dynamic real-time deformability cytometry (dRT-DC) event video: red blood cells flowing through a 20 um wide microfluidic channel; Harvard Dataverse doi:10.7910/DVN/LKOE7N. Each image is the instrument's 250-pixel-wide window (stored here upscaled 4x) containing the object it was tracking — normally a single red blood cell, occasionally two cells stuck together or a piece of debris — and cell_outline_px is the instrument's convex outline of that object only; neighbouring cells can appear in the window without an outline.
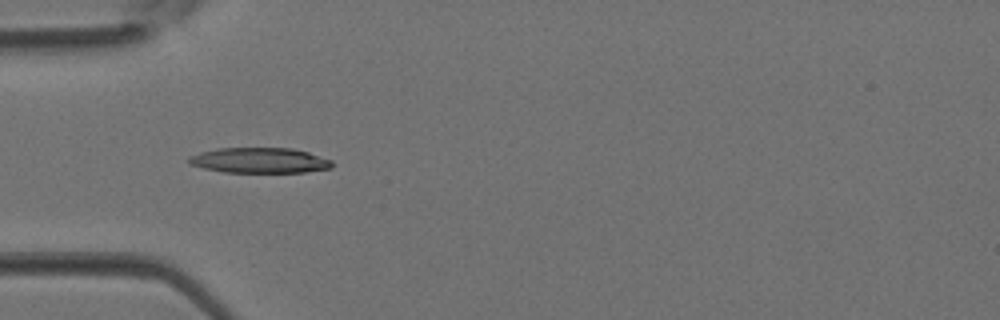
{"species": "Egyptian fruit bat (a non-hibernating species)", "species_latin": "Rousettus aegyptiacus", "temperature_condition": "room temperature", "stored_images_in_passage": 4, "camera_frame_rate_fps": 3000, "um_per_image_px": 0.085, "animal": {"sex": "female"}, "frame": {"image": 1, "passage_image": 3, "time_ms": 0.667, "image_size_px": [1000, 320], "cell_outline_px": [[332, 168], [304, 172], [224, 172], [204, 168], [188, 164], [188, 156], [200, 152], [216, 148], [292, 148], [308, 152], [332, 160]], "centroid_in_image_um": [22.04, 13.63], "position_along_channel_um": 63.0, "area_um2": 21.21}}
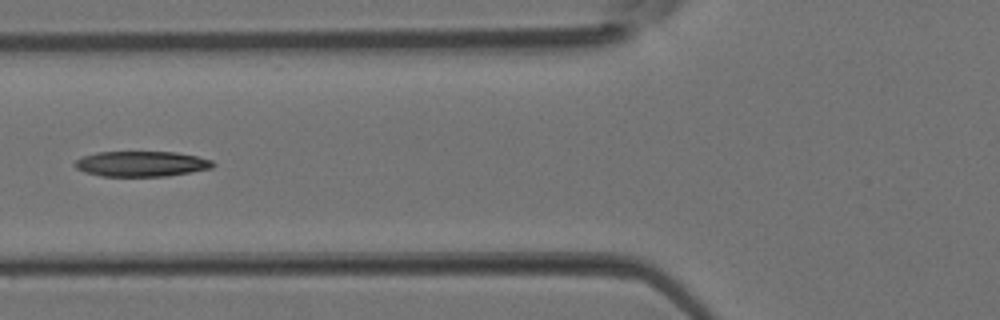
{"frame": {"image": 2, "passage_image": 4, "time_ms": 1.0, "image_size_px": [1000, 320], "cell_outline_px": [[216, 164], [212, 168], [168, 176], [100, 176], [84, 172], [76, 168], [72, 164], [80, 156], [96, 152], [176, 152], [196, 156], [212, 160]], "centroid_in_image_um": [11.98, 13.92], "position_along_channel_um": 113.8, "area_um2": 20.58}}